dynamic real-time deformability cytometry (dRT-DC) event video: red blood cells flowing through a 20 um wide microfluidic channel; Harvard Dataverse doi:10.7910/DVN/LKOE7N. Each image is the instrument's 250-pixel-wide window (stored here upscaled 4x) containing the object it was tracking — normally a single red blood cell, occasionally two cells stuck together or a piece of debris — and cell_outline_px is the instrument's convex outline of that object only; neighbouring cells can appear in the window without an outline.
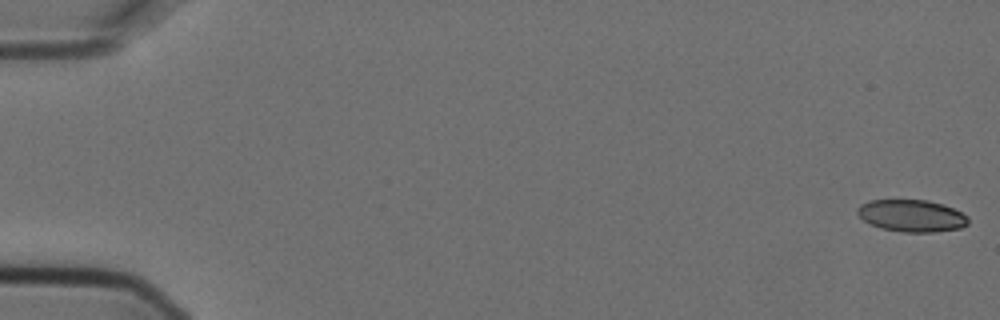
{"species": "Egyptian fruit bat (a non-hibernating species)", "species_latin": "Rousettus aegyptiacus", "temperature_condition": "cold", "stored_images_in_passage": 7, "camera_frame_rate_fps": 3000, "um_per_image_px": 0.085, "animal": {"sex": "female"}, "frame": {"image": 1, "passage_image": 1, "time_ms": 0.0, "image_size_px": [1000, 320], "cell_outline_px": [[968, 224], [960, 228], [932, 232], [904, 232], [880, 228], [864, 220], [856, 212], [856, 208], [860, 204], [868, 200], [928, 200], [952, 208], [968, 216]], "centroid_in_image_um": [77.46, 18.33], "position_along_channel_um": 7.5, "area_um2": 20.58}}
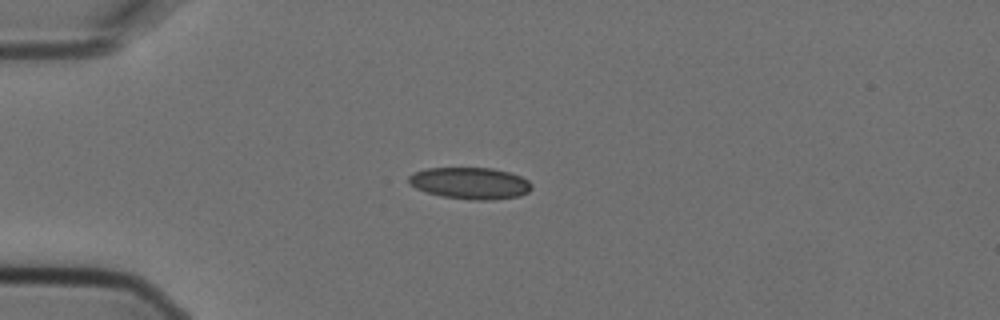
{"frame": {"image": 2, "passage_image": 5, "time_ms": 1.333, "image_size_px": [1000, 320], "cell_outline_px": [[532, 188], [528, 192], [520, 196], [492, 200], [472, 200], [440, 196], [424, 192], [408, 184], [408, 176], [412, 172], [428, 168], [492, 168], [508, 172], [520, 176], [528, 180], [532, 184]], "centroid_in_image_um": [39.93, 15.58], "position_along_channel_um": 45.1, "area_um2": 22.95}}
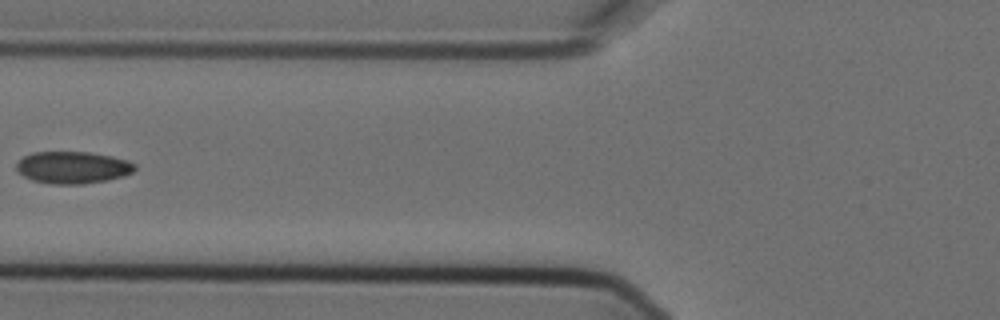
{"frame": {"image": 3, "passage_image": 7, "time_ms": 2.0, "image_size_px": [1000, 320], "cell_outline_px": [[136, 168], [132, 172], [124, 176], [108, 180], [84, 184], [52, 184], [32, 180], [16, 172], [16, 164], [24, 156], [32, 152], [88, 152], [112, 156], [128, 160], [136, 164]], "centroid_in_image_um": [6.19, 14.24], "position_along_channel_um": 119.6, "area_um2": 22.31}}